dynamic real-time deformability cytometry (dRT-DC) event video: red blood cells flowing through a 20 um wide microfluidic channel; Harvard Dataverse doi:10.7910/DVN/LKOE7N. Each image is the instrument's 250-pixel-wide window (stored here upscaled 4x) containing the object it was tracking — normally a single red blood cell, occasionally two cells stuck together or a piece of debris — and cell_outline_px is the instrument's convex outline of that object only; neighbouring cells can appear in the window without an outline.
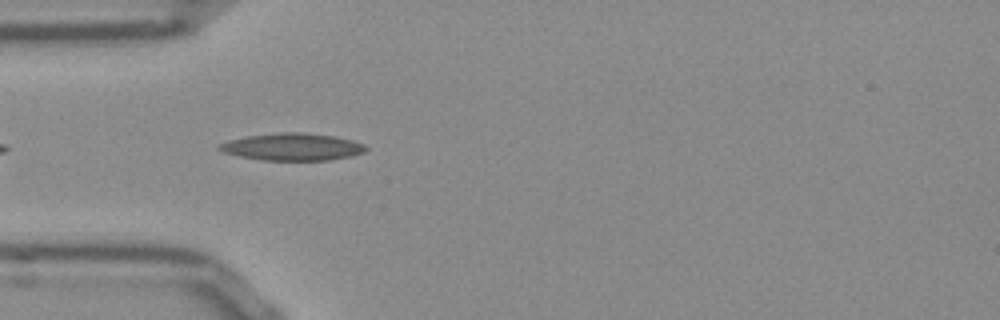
{"species": "Egyptian fruit bat (a non-hibernating species)", "species_latin": "Rousettus aegyptiacus", "temperature_condition": "room temperature", "stored_images_in_passage": 6, "camera_frame_rate_fps": 3000, "um_per_image_px": 0.085, "frame": {"image": 1, "passage_image": 3, "time_ms": 0.667, "image_size_px": [1000, 320], "cell_outline_px": [[368, 148], [364, 152], [352, 156], [328, 160], [264, 160], [240, 156], [224, 152], [216, 148], [220, 144], [228, 140], [248, 136], [280, 132], [300, 132], [332, 136], [352, 140], [364, 144]], "centroid_in_image_um": [24.87, 12.48], "position_along_channel_um": 60.1, "area_um2": 23.06}}
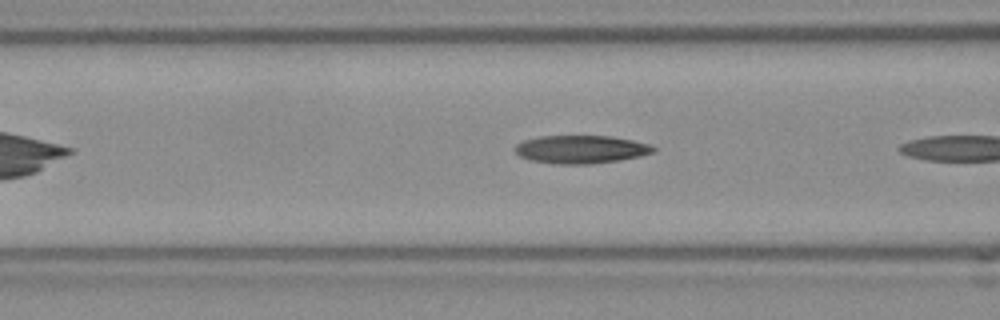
{"frame": {"image": 2, "passage_image": 5, "time_ms": 1.333, "image_size_px": [1000, 320], "cell_outline_px": [[656, 148], [652, 152], [640, 156], [620, 160], [588, 164], [552, 164], [528, 160], [520, 156], [516, 152], [516, 144], [524, 140], [540, 136], [612, 136], [632, 140], [648, 144]], "centroid_in_image_um": [49.35, 12.7], "position_along_channel_um": 117.3, "area_um2": 22.6}}